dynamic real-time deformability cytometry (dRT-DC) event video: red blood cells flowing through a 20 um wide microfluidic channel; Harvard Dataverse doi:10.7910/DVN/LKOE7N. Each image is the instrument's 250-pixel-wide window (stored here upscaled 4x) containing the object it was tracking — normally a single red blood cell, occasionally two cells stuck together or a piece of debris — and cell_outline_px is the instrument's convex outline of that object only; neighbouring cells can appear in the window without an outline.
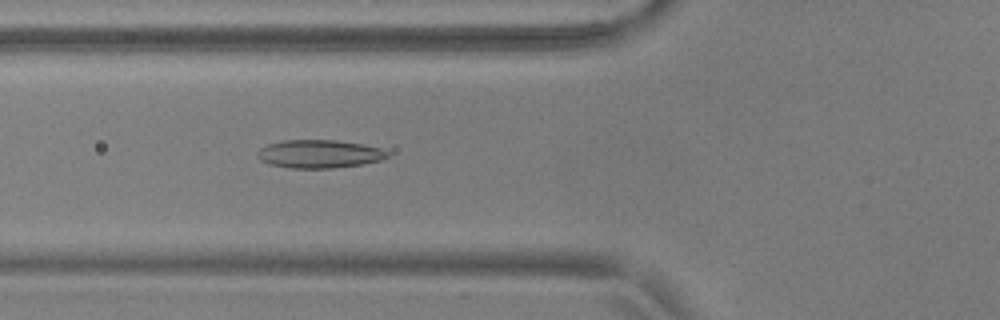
{"species": "common noctule bat (a hibernating species)", "species_latin": "Nyctalus noctula", "temperature_condition": "warm", "stored_images_in_passage": 55, "camera_frame_rate_fps": 3000, "um_per_image_px": 0.085, "animal": {"sex": "male", "body_mass_g": 17.9, "forearm_length_mm": 54.2}, "frame": {"image": 1, "passage_image": 21, "time_ms": 6.667, "image_size_px": [1000, 320], "cell_outline_px": [[388, 156], [380, 160], [360, 164], [332, 168], [292, 168], [268, 164], [260, 160], [256, 156], [256, 152], [260, 148], [268, 144], [284, 140], [336, 140], [360, 144], [380, 148], [388, 152]], "centroid_in_image_um": [27.07, 13.08], "position_along_channel_um": 98.7, "area_um2": 21.21}}
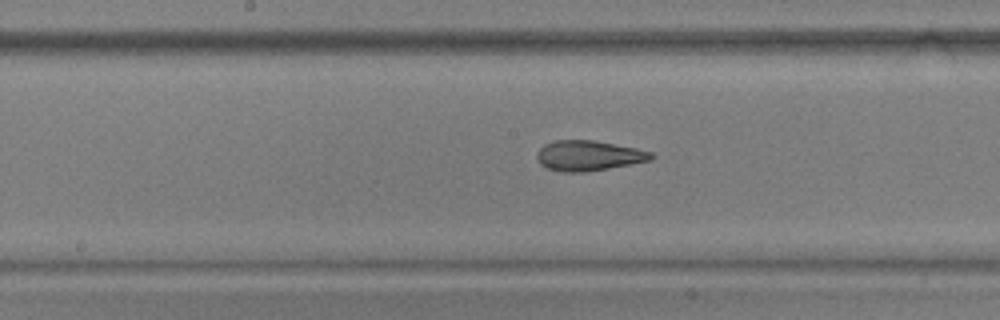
{"frame": {"image": 2, "passage_image": 29, "time_ms": 9.333, "image_size_px": [1000, 320], "cell_outline_px": [[656, 156], [652, 160], [608, 168], [584, 172], [560, 172], [548, 168], [540, 164], [536, 156], [536, 152], [544, 144], [556, 140], [592, 140], [636, 148], [652, 152]], "centroid_in_image_um": [50.02, 13.23], "position_along_channel_um": 198.2, "area_um2": 20.11}}
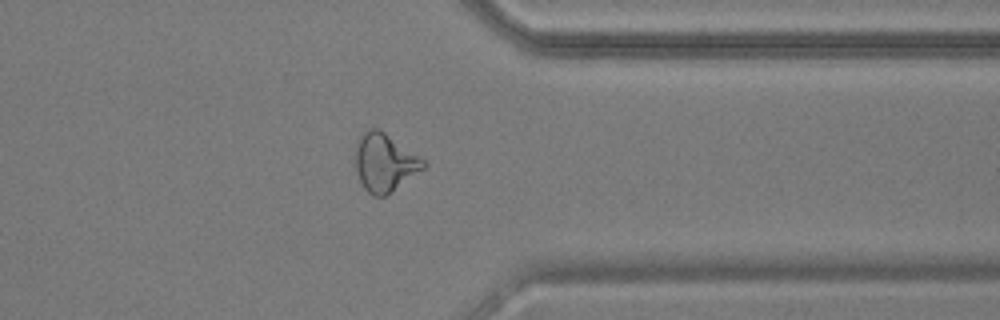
{"frame": {"image": 3, "passage_image": 44, "time_ms": 14.333, "image_size_px": [1000, 320], "cell_outline_px": [[428, 164], [424, 168], [384, 196], [372, 196], [364, 188], [356, 172], [356, 140], [368, 128], [380, 128], [420, 156]], "centroid_in_image_um": [32.68, 13.78], "position_along_channel_um": 378.7, "area_um2": 22.89}, "authors_computed_cell_mechanics": {"area_um2": 21.386, "velocity_mm_per_s": 3.7031, "shape_relaxation_time_tau1_ms": null, "shape_relaxation_time_tau2_ms": 1.6965, "deformation_change_tau1": null, "deformation_change_tau2": 0.0922}}